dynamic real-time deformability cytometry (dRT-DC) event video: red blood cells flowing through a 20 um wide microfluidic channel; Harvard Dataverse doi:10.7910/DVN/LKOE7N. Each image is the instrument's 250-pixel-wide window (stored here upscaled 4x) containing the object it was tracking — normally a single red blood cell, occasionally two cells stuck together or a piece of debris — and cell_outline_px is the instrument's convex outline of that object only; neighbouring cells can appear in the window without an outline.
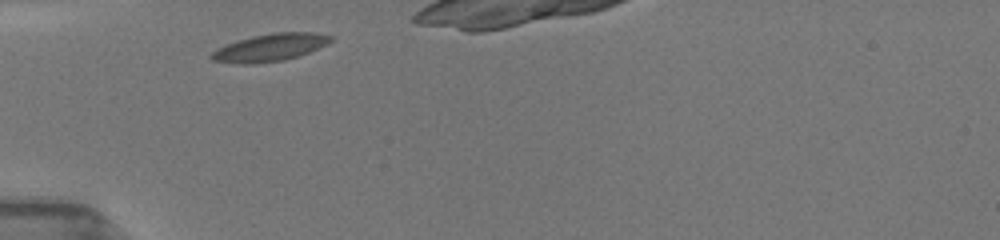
{"species": "common noctule bat (a hibernating species)", "species_latin": "Nyctalus noctula", "temperature_condition": "room temperature", "stored_images_in_passage": 3, "camera_frame_rate_fps": 3000, "um_per_image_px": 0.085, "animal": {"sex": "female", "body_mass_g": 19.5, "forearm_length_mm": 54.1}, "frame": {"image": 1, "passage_image": 1, "time_ms": 0.0, "image_size_px": [1000, 240], "cell_outline_px": [[332, 40], [328, 44], [308, 52], [284, 60], [252, 64], [240, 64], [212, 60], [208, 56], [216, 48], [252, 36], [272, 32], [316, 32], [332, 36]], "centroid_in_image_um": [22.95, 4.03], "position_along_channel_um": 62.1, "area_um2": 19.02}}